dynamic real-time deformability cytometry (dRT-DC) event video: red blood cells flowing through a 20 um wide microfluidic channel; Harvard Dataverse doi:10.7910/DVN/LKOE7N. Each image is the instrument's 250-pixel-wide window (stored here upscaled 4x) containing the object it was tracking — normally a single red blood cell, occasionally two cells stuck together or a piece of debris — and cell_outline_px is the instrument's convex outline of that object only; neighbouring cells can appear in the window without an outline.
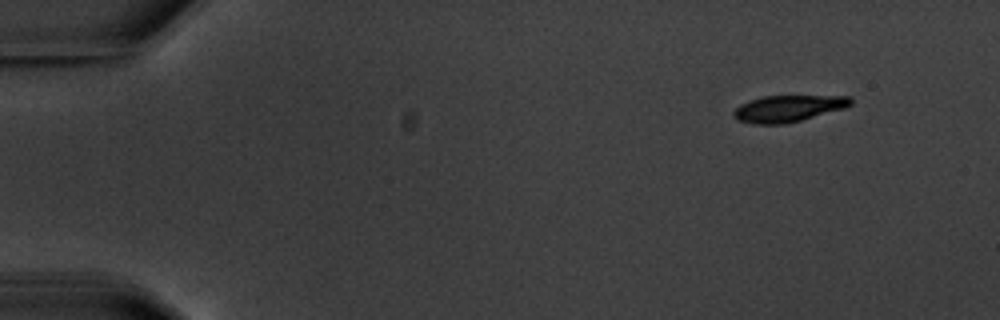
{"species": "common noctule bat (a hibernating species)", "species_latin": "Nyctalus noctula", "temperature_condition": "warm", "stored_images_in_passage": 6, "camera_frame_rate_fps": 3000, "um_per_image_px": 0.085, "animal": {"sex": "male", "body_mass_g": 20.1, "forearm_length_mm": 53.5}, "frame": {"image": 1, "passage_image": 1, "time_ms": 0.0, "image_size_px": [1000, 320], "cell_outline_px": [[852, 104], [844, 108], [800, 120], [784, 124], [752, 124], [736, 120], [732, 112], [740, 104], [764, 96], [852, 96]], "centroid_in_image_um": [66.97, 9.22], "position_along_channel_um": 18.0, "area_um2": 17.98}}
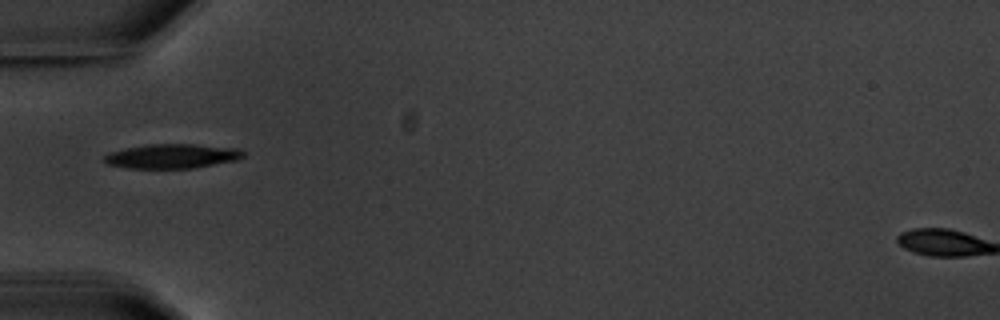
{"frame": {"image": 2, "passage_image": 5, "time_ms": 4.667, "image_size_px": [1000, 320], "cell_outline_px": [[244, 156], [240, 160], [196, 168], [128, 168], [108, 164], [104, 160], [104, 156], [108, 152], [124, 148], [148, 144], [192, 144], [240, 148], [244, 152]], "centroid_in_image_um": [14.67, 13.27], "position_along_channel_um": 70.3, "area_um2": 20.06}}